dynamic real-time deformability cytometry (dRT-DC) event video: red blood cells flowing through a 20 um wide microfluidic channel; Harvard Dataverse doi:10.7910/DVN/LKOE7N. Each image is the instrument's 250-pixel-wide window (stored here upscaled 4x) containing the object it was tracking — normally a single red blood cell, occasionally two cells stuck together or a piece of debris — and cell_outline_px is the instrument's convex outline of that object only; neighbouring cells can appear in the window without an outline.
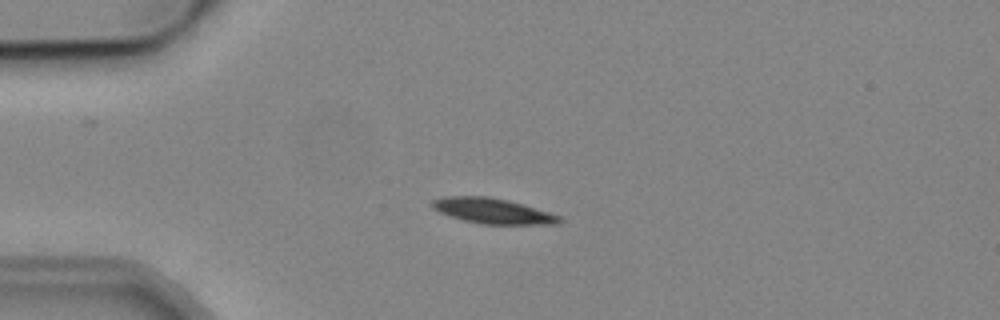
{"species": "common noctule bat (a hibernating species)", "species_latin": "Nyctalus noctula", "temperature_condition": "cold", "stored_images_in_passage": 8, "camera_frame_rate_fps": 3000, "um_per_image_px": 0.085, "animal": {"sex": "male", "body_mass_g": 19.2, "forearm_length_mm": 51.8}, "frame": {"image": 1, "passage_image": 2, "time_ms": 1.333, "image_size_px": [1000, 320], "cell_outline_px": [[564, 220], [560, 224], [480, 224], [464, 220], [440, 212], [432, 208], [432, 200], [444, 196], [488, 196], [524, 204], [560, 216]], "centroid_in_image_um": [41.9, 17.93], "position_along_channel_um": 43.1, "area_um2": 18.73}}
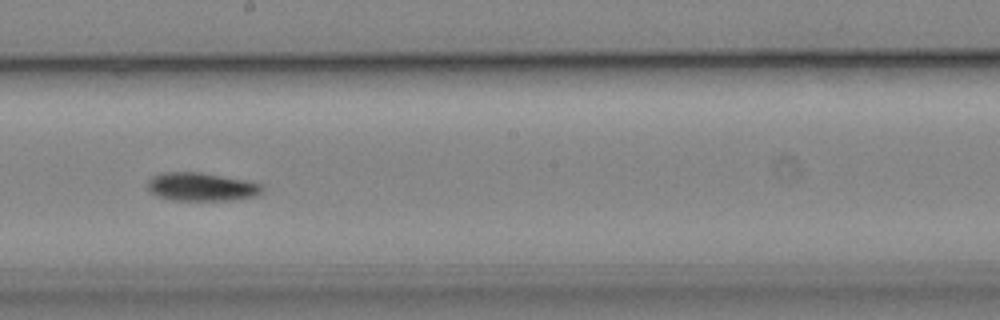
{"frame": {"image": 2, "passage_image": 7, "time_ms": 7.0, "image_size_px": [1000, 320], "cell_outline_px": [[264, 188], [260, 196], [232, 200], [172, 200], [156, 196], [148, 188], [148, 180], [152, 176], [164, 172], [200, 172], [244, 180], [264, 184]], "centroid_in_image_um": [17.17, 15.88], "position_along_channel_um": 231.0, "area_um2": 19.07}}
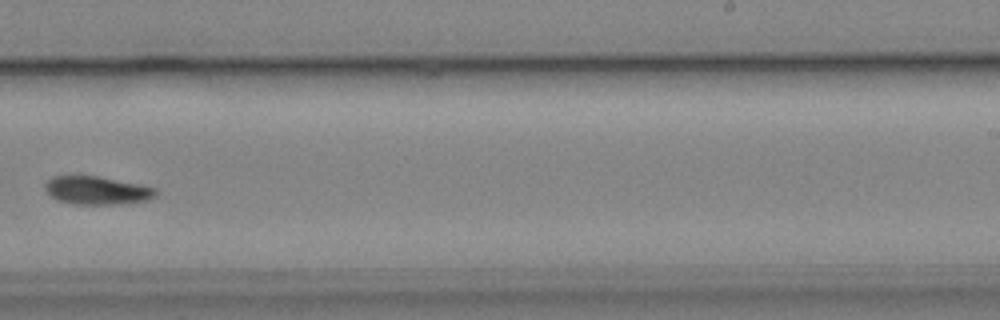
{"frame": {"image": 3, "passage_image": 8, "time_ms": 8.333, "image_size_px": [1000, 320], "cell_outline_px": [[156, 196], [148, 200], [128, 204], [72, 204], [56, 200], [44, 188], [44, 184], [52, 176], [96, 176], [140, 184], [156, 188]], "centroid_in_image_um": [8.25, 16.2], "position_along_channel_um": 280.7, "area_um2": 18.26}}